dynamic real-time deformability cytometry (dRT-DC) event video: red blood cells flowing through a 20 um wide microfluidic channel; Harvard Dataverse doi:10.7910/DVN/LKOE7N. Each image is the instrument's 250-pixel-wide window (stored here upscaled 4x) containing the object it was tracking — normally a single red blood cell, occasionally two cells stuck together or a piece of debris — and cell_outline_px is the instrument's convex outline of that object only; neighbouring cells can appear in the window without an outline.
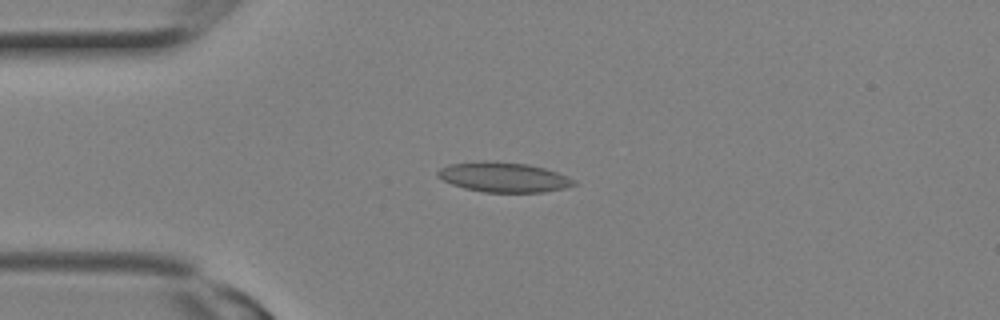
{"species": "Egyptian fruit bat (a non-hibernating species)", "species_latin": "Rousettus aegyptiacus", "temperature_condition": "room temperature", "stored_images_in_passage": 9, "camera_frame_rate_fps": 3000, "um_per_image_px": 0.085, "animal": {"sex": "female"}, "frame": {"image": 1, "passage_image": 6, "time_ms": 1.667, "image_size_px": [1000, 320], "cell_outline_px": [[576, 184], [564, 188], [544, 192], [484, 192], [464, 188], [452, 184], [436, 176], [436, 172], [440, 168], [448, 164], [484, 160], [488, 160], [528, 164], [544, 168], [568, 176], [576, 180]], "centroid_in_image_um": [42.79, 15.05], "position_along_channel_um": 42.2, "area_um2": 23.81}}
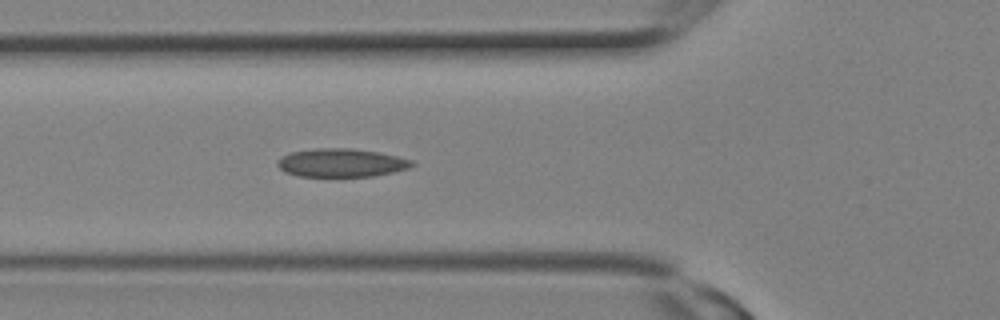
{"frame": {"image": 2, "passage_image": 9, "time_ms": 2.667, "image_size_px": [1000, 320], "cell_outline_px": [[416, 164], [408, 168], [392, 172], [372, 176], [300, 176], [284, 172], [276, 164], [276, 160], [292, 152], [316, 148], [352, 148], [380, 152], [412, 160]], "centroid_in_image_um": [29.01, 13.83], "position_along_channel_um": 96.8, "area_um2": 22.14}}